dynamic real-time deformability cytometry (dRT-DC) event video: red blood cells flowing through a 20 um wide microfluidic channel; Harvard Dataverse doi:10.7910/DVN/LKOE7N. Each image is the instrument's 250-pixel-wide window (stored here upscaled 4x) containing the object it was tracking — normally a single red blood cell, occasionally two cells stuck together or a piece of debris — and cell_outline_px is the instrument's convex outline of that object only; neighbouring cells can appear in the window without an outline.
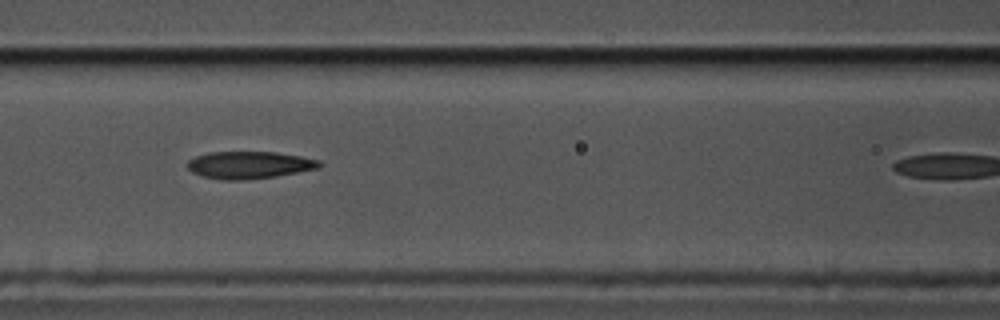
{"species": "common noctule bat (a hibernating species)", "species_latin": "Nyctalus noctula", "temperature_condition": "cold", "stored_images_in_passage": 15, "camera_frame_rate_fps": 3000, "um_per_image_px": 0.085, "animal": {"sex": "male", "body_mass_g": 17.5, "forearm_length_mm": 52.3}, "frame": {"image": 1, "passage_image": 11, "time_ms": 3.333, "image_size_px": [1000, 320], "cell_outline_px": [[320, 168], [276, 176], [244, 180], [220, 180], [200, 176], [192, 172], [188, 168], [188, 160], [196, 156], [208, 152], [276, 152], [300, 156], [320, 160]], "centroid_in_image_um": [21.16, 14.03], "position_along_channel_um": 145.4, "area_um2": 21.04}}